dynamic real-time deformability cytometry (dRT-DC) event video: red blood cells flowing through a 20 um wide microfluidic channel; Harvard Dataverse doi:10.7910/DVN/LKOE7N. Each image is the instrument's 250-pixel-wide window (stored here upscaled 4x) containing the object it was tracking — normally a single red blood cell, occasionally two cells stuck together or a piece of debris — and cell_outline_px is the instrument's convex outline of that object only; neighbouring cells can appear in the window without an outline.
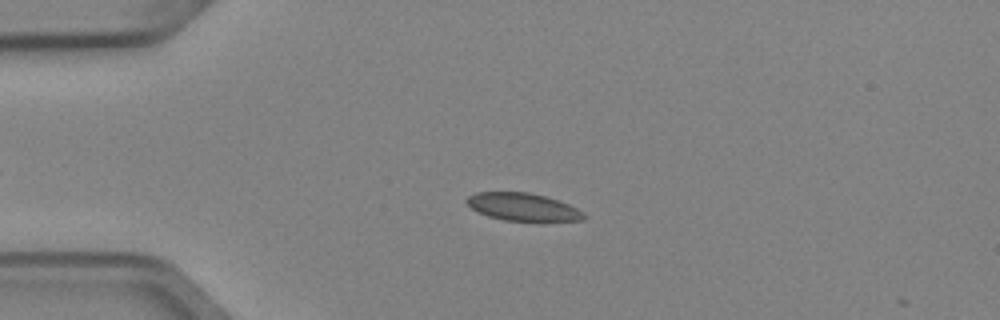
{"species": "Egyptian fruit bat (a non-hibernating species)", "species_latin": "Rousettus aegyptiacus", "temperature_condition": "cold", "stored_images_in_passage": 4, "camera_frame_rate_fps": 3000, "um_per_image_px": 0.085, "animal": {"sex": "female"}, "frame": {"image": 1, "passage_image": 4, "time_ms": 1.0, "image_size_px": [1000, 320], "cell_outline_px": [[588, 216], [584, 220], [504, 220], [488, 216], [476, 212], [464, 200], [468, 196], [476, 192], [528, 192], [544, 196], [568, 204], [584, 212]], "centroid_in_image_um": [44.41, 17.58], "position_along_channel_um": 40.6, "area_um2": 18.67}}